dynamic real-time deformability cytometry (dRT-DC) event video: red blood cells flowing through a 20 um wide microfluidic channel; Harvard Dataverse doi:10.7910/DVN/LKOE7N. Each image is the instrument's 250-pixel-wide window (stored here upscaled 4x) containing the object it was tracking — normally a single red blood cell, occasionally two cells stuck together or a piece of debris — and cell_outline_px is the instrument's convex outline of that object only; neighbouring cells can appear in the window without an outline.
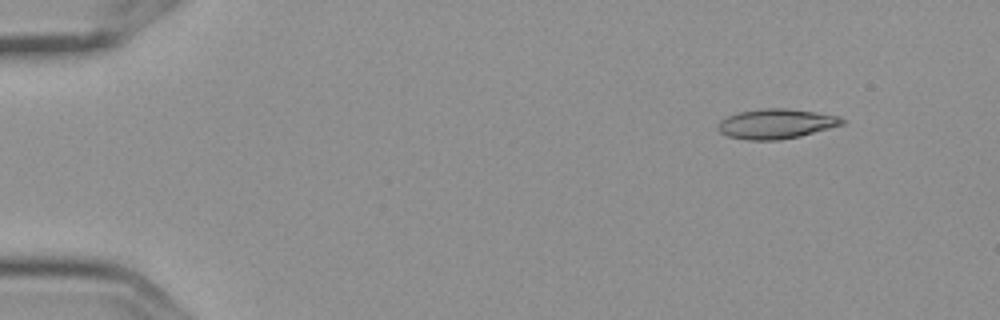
{"species": "Egyptian fruit bat (a non-hibernating species)", "species_latin": "Rousettus aegyptiacus", "temperature_condition": "cold", "stored_images_in_passage": 4, "camera_frame_rate_fps": 3000, "um_per_image_px": 0.085, "frame": {"image": 1, "passage_image": 1, "time_ms": 0.0, "image_size_px": [1000, 320], "cell_outline_px": [[844, 124], [800, 136], [780, 140], [744, 140], [728, 136], [720, 132], [716, 128], [716, 124], [720, 120], [736, 112], [764, 108], [784, 108], [812, 112], [836, 116], [844, 120]], "centroid_in_image_um": [65.88, 10.53], "position_along_channel_um": 19.1, "area_um2": 21.5}}
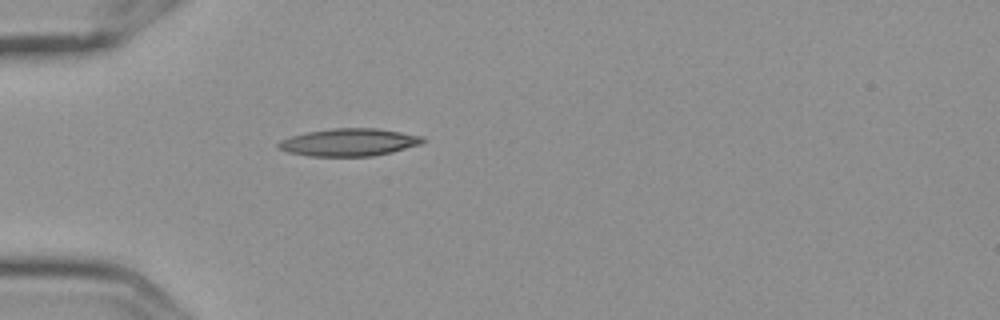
{"frame": {"image": 2, "passage_image": 4, "time_ms": 1.0, "image_size_px": [1000, 320], "cell_outline_px": [[424, 140], [420, 144], [392, 152], [372, 156], [308, 156], [288, 152], [280, 148], [276, 144], [280, 140], [292, 136], [308, 132], [332, 128], [380, 128], [424, 136]], "centroid_in_image_um": [29.69, 12.09], "position_along_channel_um": 55.3, "area_um2": 23.12}}